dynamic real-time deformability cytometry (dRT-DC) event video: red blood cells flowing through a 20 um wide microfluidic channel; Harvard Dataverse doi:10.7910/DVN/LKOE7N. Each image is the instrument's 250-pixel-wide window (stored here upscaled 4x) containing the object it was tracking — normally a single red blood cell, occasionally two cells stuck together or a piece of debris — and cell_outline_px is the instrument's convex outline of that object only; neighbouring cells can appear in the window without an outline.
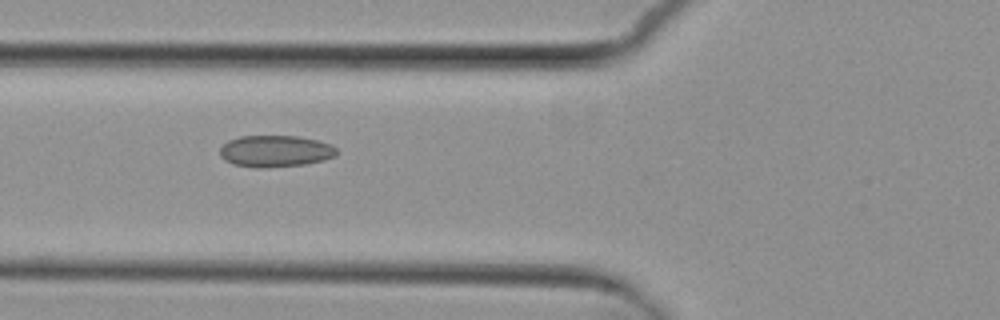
{"species": "common noctule bat (a hibernating species)", "species_latin": "Nyctalus noctula", "temperature_condition": "cold", "stored_images_in_passage": 9, "camera_frame_rate_fps": 3000, "um_per_image_px": 0.085, "animal": {"sex": "female", "body_mass_g": 29.2, "forearm_length_mm": 56.3}, "frame": {"image": 1, "passage_image": 6, "time_ms": 5.667, "image_size_px": [1000, 320], "cell_outline_px": [[336, 156], [324, 160], [304, 164], [264, 168], [256, 168], [232, 164], [224, 160], [220, 156], [220, 148], [228, 140], [240, 136], [296, 136], [316, 140], [328, 144], [336, 148]], "centroid_in_image_um": [23.36, 12.85], "position_along_channel_um": 102.4, "area_um2": 21.5}}
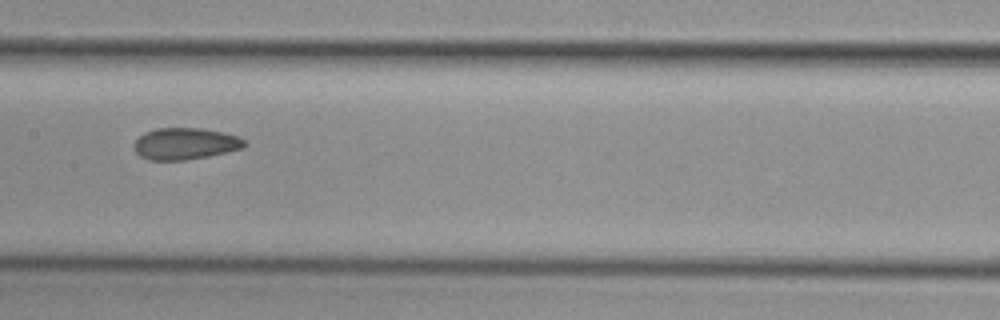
{"frame": {"image": 2, "passage_image": 8, "time_ms": 8.0, "image_size_px": [1000, 320], "cell_outline_px": [[248, 144], [244, 148], [208, 156], [184, 160], [148, 160], [140, 156], [132, 148], [132, 144], [144, 132], [156, 128], [200, 128], [224, 132], [236, 136], [244, 140]], "centroid_in_image_um": [15.71, 12.21], "position_along_channel_um": 191.7, "area_um2": 20.52}}
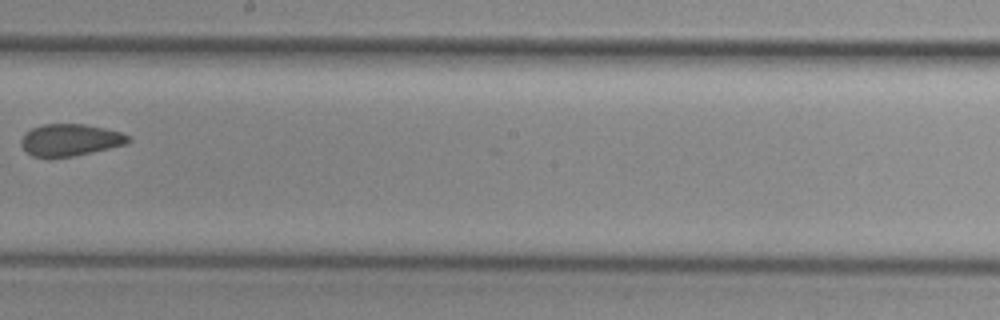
{"frame": {"image": 3, "passage_image": 9, "time_ms": 9.333, "image_size_px": [1000, 320], "cell_outline_px": [[132, 140], [128, 144], [92, 152], [72, 156], [48, 160], [32, 156], [20, 144], [20, 140], [24, 132], [32, 128], [44, 124], [84, 124], [104, 128], [120, 132], [128, 136]], "centroid_in_image_um": [5.92, 11.92], "position_along_channel_um": 242.3, "area_um2": 20.35}}